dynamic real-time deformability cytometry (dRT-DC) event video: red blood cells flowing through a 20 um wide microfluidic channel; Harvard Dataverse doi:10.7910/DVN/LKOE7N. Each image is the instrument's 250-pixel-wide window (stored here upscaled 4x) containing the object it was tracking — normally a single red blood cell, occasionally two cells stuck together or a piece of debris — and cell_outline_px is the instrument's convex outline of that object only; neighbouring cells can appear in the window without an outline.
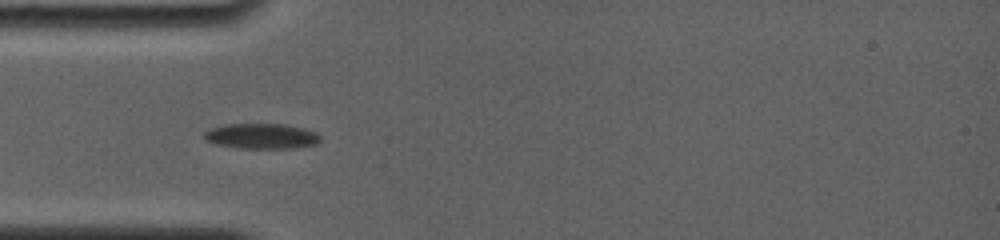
{"species": "common noctule bat (a hibernating species)", "species_latin": "Nyctalus noctula", "temperature_condition": "room temperature", "stored_images_in_passage": 52, "camera_frame_rate_fps": 4000, "um_per_image_px": 0.085, "animal": {"sex": "female", "body_mass_g": 19.0, "forearm_length_mm": 56.7}, "frame": {"image": 1, "passage_image": 1, "time_ms": 0.0, "image_size_px": [1000, 240], "cell_outline_px": [[320, 140], [316, 144], [292, 148], [240, 148], [216, 144], [204, 140], [204, 132], [208, 128], [224, 124], [284, 124], [304, 128], [316, 132], [320, 136]], "centroid_in_image_um": [22.19, 11.56], "position_along_channel_um": 62.8, "area_um2": 17.22}}
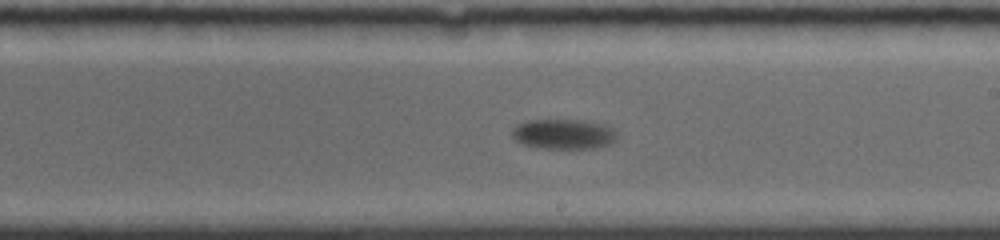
{"frame": {"image": 2, "passage_image": 21, "time_ms": 5.0, "image_size_px": [1000, 240], "cell_outline_px": [[616, 140], [608, 144], [592, 148], [536, 148], [524, 144], [516, 140], [512, 136], [512, 128], [528, 120], [580, 120], [604, 124], [612, 128], [616, 132]], "centroid_in_image_um": [47.9, 11.39], "position_along_channel_um": 241.1, "area_um2": 18.21}}
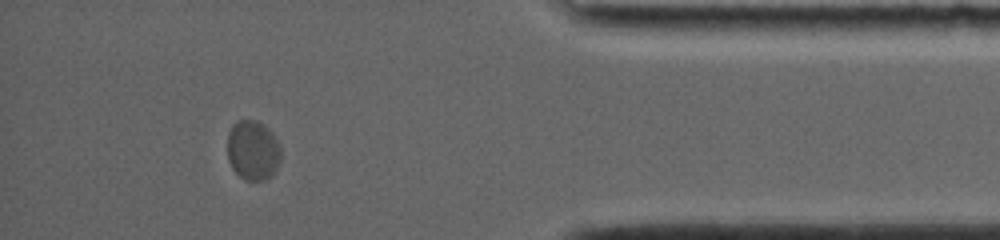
{"frame": {"image": 3, "passage_image": 45, "time_ms": 10.5, "image_size_px": [1000, 240], "cell_outline_px": [[280, 160], [272, 176], [264, 180], [244, 180], [232, 168], [228, 160], [228, 132], [232, 124], [240, 120], [256, 120], [264, 124], [276, 136], [280, 144]], "centroid_in_image_um": [21.5, 12.76], "position_along_channel_um": 413.7, "area_um2": 18.84}, "authors_computed_cell_mechanics": {"area_um2": 18.4382, "velocity_mm_per_s": 3.5768, "shape_relaxation_time_tau1_ms": 1.9068, "shape_relaxation_time_tau2_ms": null, "deformation_change_tau1": 0.0827, "deformation_change_tau2": null}}